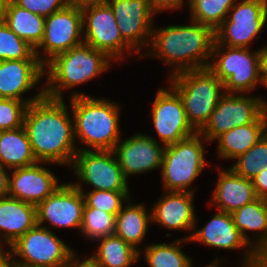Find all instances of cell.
<instances>
[{"mask_svg": "<svg viewBox=\"0 0 267 267\" xmlns=\"http://www.w3.org/2000/svg\"><path fill=\"white\" fill-rule=\"evenodd\" d=\"M11 247L14 255L24 259V263H14L24 267H61L72 253L62 240L39 225L28 230Z\"/></svg>", "mask_w": 267, "mask_h": 267, "instance_id": "8", "label": "cell"}, {"mask_svg": "<svg viewBox=\"0 0 267 267\" xmlns=\"http://www.w3.org/2000/svg\"><path fill=\"white\" fill-rule=\"evenodd\" d=\"M11 263L13 264V266ZM11 263H10V267H24V266H21V265H18L16 263L12 262V261H11Z\"/></svg>", "mask_w": 267, "mask_h": 267, "instance_id": "48", "label": "cell"}, {"mask_svg": "<svg viewBox=\"0 0 267 267\" xmlns=\"http://www.w3.org/2000/svg\"><path fill=\"white\" fill-rule=\"evenodd\" d=\"M234 225L242 234L243 238L250 243L244 230H258L265 231L262 239L250 251L245 267H254L256 263V251L261 247L267 245V206L264 198H257L251 203L245 204L243 207L234 211L232 214ZM259 244V245H258Z\"/></svg>", "mask_w": 267, "mask_h": 267, "instance_id": "26", "label": "cell"}, {"mask_svg": "<svg viewBox=\"0 0 267 267\" xmlns=\"http://www.w3.org/2000/svg\"><path fill=\"white\" fill-rule=\"evenodd\" d=\"M110 59L104 52L86 43L75 46L68 51L57 54L50 59L49 86L44 89L45 96L62 99V88H71L92 79L109 66ZM59 83L58 86L50 84Z\"/></svg>", "mask_w": 267, "mask_h": 267, "instance_id": "4", "label": "cell"}, {"mask_svg": "<svg viewBox=\"0 0 267 267\" xmlns=\"http://www.w3.org/2000/svg\"><path fill=\"white\" fill-rule=\"evenodd\" d=\"M267 112L264 111L254 122L235 127L220 136V157L237 158L254 146L266 133Z\"/></svg>", "mask_w": 267, "mask_h": 267, "instance_id": "23", "label": "cell"}, {"mask_svg": "<svg viewBox=\"0 0 267 267\" xmlns=\"http://www.w3.org/2000/svg\"><path fill=\"white\" fill-rule=\"evenodd\" d=\"M173 89L182 99L187 119L199 132L208 122L224 90L223 83L209 69H194L172 74Z\"/></svg>", "mask_w": 267, "mask_h": 267, "instance_id": "5", "label": "cell"}, {"mask_svg": "<svg viewBox=\"0 0 267 267\" xmlns=\"http://www.w3.org/2000/svg\"><path fill=\"white\" fill-rule=\"evenodd\" d=\"M85 200L81 185H60L37 208V225L47 220L60 227H81Z\"/></svg>", "mask_w": 267, "mask_h": 267, "instance_id": "15", "label": "cell"}, {"mask_svg": "<svg viewBox=\"0 0 267 267\" xmlns=\"http://www.w3.org/2000/svg\"><path fill=\"white\" fill-rule=\"evenodd\" d=\"M36 225V206L10 196L0 198V229L6 231L4 238L9 246Z\"/></svg>", "mask_w": 267, "mask_h": 267, "instance_id": "21", "label": "cell"}, {"mask_svg": "<svg viewBox=\"0 0 267 267\" xmlns=\"http://www.w3.org/2000/svg\"><path fill=\"white\" fill-rule=\"evenodd\" d=\"M151 215L146 214L142 205H130L116 215L115 235L121 237L135 249V245L143 239L147 231V223Z\"/></svg>", "mask_w": 267, "mask_h": 267, "instance_id": "28", "label": "cell"}, {"mask_svg": "<svg viewBox=\"0 0 267 267\" xmlns=\"http://www.w3.org/2000/svg\"><path fill=\"white\" fill-rule=\"evenodd\" d=\"M59 187L55 176L35 163L14 170L9 178L8 194L37 207Z\"/></svg>", "mask_w": 267, "mask_h": 267, "instance_id": "16", "label": "cell"}, {"mask_svg": "<svg viewBox=\"0 0 267 267\" xmlns=\"http://www.w3.org/2000/svg\"><path fill=\"white\" fill-rule=\"evenodd\" d=\"M252 182L257 197L267 198V169L261 171Z\"/></svg>", "mask_w": 267, "mask_h": 267, "instance_id": "38", "label": "cell"}, {"mask_svg": "<svg viewBox=\"0 0 267 267\" xmlns=\"http://www.w3.org/2000/svg\"><path fill=\"white\" fill-rule=\"evenodd\" d=\"M44 96L43 89L37 96L27 101L0 98V131L22 127L28 104L36 102Z\"/></svg>", "mask_w": 267, "mask_h": 267, "instance_id": "35", "label": "cell"}, {"mask_svg": "<svg viewBox=\"0 0 267 267\" xmlns=\"http://www.w3.org/2000/svg\"><path fill=\"white\" fill-rule=\"evenodd\" d=\"M66 108L62 99L46 96L28 104L23 126L38 162L71 165V161L75 160L74 125Z\"/></svg>", "mask_w": 267, "mask_h": 267, "instance_id": "1", "label": "cell"}, {"mask_svg": "<svg viewBox=\"0 0 267 267\" xmlns=\"http://www.w3.org/2000/svg\"><path fill=\"white\" fill-rule=\"evenodd\" d=\"M152 11H159L166 8H179L183 0H149Z\"/></svg>", "mask_w": 267, "mask_h": 267, "instance_id": "39", "label": "cell"}, {"mask_svg": "<svg viewBox=\"0 0 267 267\" xmlns=\"http://www.w3.org/2000/svg\"><path fill=\"white\" fill-rule=\"evenodd\" d=\"M2 20L11 31L25 40L36 52L44 36L45 17L29 12L9 0Z\"/></svg>", "mask_w": 267, "mask_h": 267, "instance_id": "25", "label": "cell"}, {"mask_svg": "<svg viewBox=\"0 0 267 267\" xmlns=\"http://www.w3.org/2000/svg\"><path fill=\"white\" fill-rule=\"evenodd\" d=\"M209 69L223 83L224 89L233 92L251 90L260 79L259 51L249 53L247 48L229 47ZM251 54V55H250Z\"/></svg>", "mask_w": 267, "mask_h": 267, "instance_id": "12", "label": "cell"}, {"mask_svg": "<svg viewBox=\"0 0 267 267\" xmlns=\"http://www.w3.org/2000/svg\"><path fill=\"white\" fill-rule=\"evenodd\" d=\"M237 163L230 168L235 174L253 180L267 169V133L247 152L237 157Z\"/></svg>", "mask_w": 267, "mask_h": 267, "instance_id": "31", "label": "cell"}, {"mask_svg": "<svg viewBox=\"0 0 267 267\" xmlns=\"http://www.w3.org/2000/svg\"><path fill=\"white\" fill-rule=\"evenodd\" d=\"M186 240L201 241L224 249H236L249 244L234 225L232 215L222 211L216 214L203 229Z\"/></svg>", "mask_w": 267, "mask_h": 267, "instance_id": "24", "label": "cell"}, {"mask_svg": "<svg viewBox=\"0 0 267 267\" xmlns=\"http://www.w3.org/2000/svg\"><path fill=\"white\" fill-rule=\"evenodd\" d=\"M4 169V165L0 163V198L8 196L9 177Z\"/></svg>", "mask_w": 267, "mask_h": 267, "instance_id": "42", "label": "cell"}, {"mask_svg": "<svg viewBox=\"0 0 267 267\" xmlns=\"http://www.w3.org/2000/svg\"><path fill=\"white\" fill-rule=\"evenodd\" d=\"M0 163L15 169L38 163L24 126L0 131Z\"/></svg>", "mask_w": 267, "mask_h": 267, "instance_id": "27", "label": "cell"}, {"mask_svg": "<svg viewBox=\"0 0 267 267\" xmlns=\"http://www.w3.org/2000/svg\"><path fill=\"white\" fill-rule=\"evenodd\" d=\"M193 24L167 26L156 31V34L152 33L154 51H157L161 58H165L167 63H176L177 66L182 63L174 74L209 67L210 63L203 64L201 60L203 61L204 58L207 59L213 54L215 31L204 24L194 21ZM184 62L187 63L183 65Z\"/></svg>", "mask_w": 267, "mask_h": 267, "instance_id": "2", "label": "cell"}, {"mask_svg": "<svg viewBox=\"0 0 267 267\" xmlns=\"http://www.w3.org/2000/svg\"><path fill=\"white\" fill-rule=\"evenodd\" d=\"M9 0H0V18H2L3 13L7 7V3Z\"/></svg>", "mask_w": 267, "mask_h": 267, "instance_id": "45", "label": "cell"}, {"mask_svg": "<svg viewBox=\"0 0 267 267\" xmlns=\"http://www.w3.org/2000/svg\"><path fill=\"white\" fill-rule=\"evenodd\" d=\"M165 148H160L154 139L145 135H136L115 146L113 152L118 154V164L123 175L149 171L160 167Z\"/></svg>", "mask_w": 267, "mask_h": 267, "instance_id": "18", "label": "cell"}, {"mask_svg": "<svg viewBox=\"0 0 267 267\" xmlns=\"http://www.w3.org/2000/svg\"><path fill=\"white\" fill-rule=\"evenodd\" d=\"M152 109L153 122L164 147L197 133L189 123L182 99L174 89L159 90Z\"/></svg>", "mask_w": 267, "mask_h": 267, "instance_id": "13", "label": "cell"}, {"mask_svg": "<svg viewBox=\"0 0 267 267\" xmlns=\"http://www.w3.org/2000/svg\"><path fill=\"white\" fill-rule=\"evenodd\" d=\"M83 197L88 207L116 216L122 209V200H128V192L93 190L89 194H83Z\"/></svg>", "mask_w": 267, "mask_h": 267, "instance_id": "36", "label": "cell"}, {"mask_svg": "<svg viewBox=\"0 0 267 267\" xmlns=\"http://www.w3.org/2000/svg\"><path fill=\"white\" fill-rule=\"evenodd\" d=\"M83 14L80 5H68L66 8L45 17L44 36L38 47L44 46L48 60L57 54L83 43L79 34L83 29Z\"/></svg>", "mask_w": 267, "mask_h": 267, "instance_id": "14", "label": "cell"}, {"mask_svg": "<svg viewBox=\"0 0 267 267\" xmlns=\"http://www.w3.org/2000/svg\"><path fill=\"white\" fill-rule=\"evenodd\" d=\"M73 253H71L67 259V261L61 267H100L97 261L90 257L87 260L83 261L79 264V262L73 260ZM73 260V261H72Z\"/></svg>", "mask_w": 267, "mask_h": 267, "instance_id": "40", "label": "cell"}, {"mask_svg": "<svg viewBox=\"0 0 267 267\" xmlns=\"http://www.w3.org/2000/svg\"><path fill=\"white\" fill-rule=\"evenodd\" d=\"M254 267H267V245L256 251V263Z\"/></svg>", "mask_w": 267, "mask_h": 267, "instance_id": "43", "label": "cell"}, {"mask_svg": "<svg viewBox=\"0 0 267 267\" xmlns=\"http://www.w3.org/2000/svg\"><path fill=\"white\" fill-rule=\"evenodd\" d=\"M192 21L207 25L214 31L231 11L234 0H190Z\"/></svg>", "mask_w": 267, "mask_h": 267, "instance_id": "30", "label": "cell"}, {"mask_svg": "<svg viewBox=\"0 0 267 267\" xmlns=\"http://www.w3.org/2000/svg\"><path fill=\"white\" fill-rule=\"evenodd\" d=\"M259 68L260 73L263 75H260L261 82L263 84H267V46L263 48L262 50H259Z\"/></svg>", "mask_w": 267, "mask_h": 267, "instance_id": "41", "label": "cell"}, {"mask_svg": "<svg viewBox=\"0 0 267 267\" xmlns=\"http://www.w3.org/2000/svg\"><path fill=\"white\" fill-rule=\"evenodd\" d=\"M10 258H7L4 262L0 263V267H10Z\"/></svg>", "mask_w": 267, "mask_h": 267, "instance_id": "47", "label": "cell"}, {"mask_svg": "<svg viewBox=\"0 0 267 267\" xmlns=\"http://www.w3.org/2000/svg\"><path fill=\"white\" fill-rule=\"evenodd\" d=\"M115 225V215L84 205L81 229L86 236L102 239L114 235Z\"/></svg>", "mask_w": 267, "mask_h": 267, "instance_id": "33", "label": "cell"}, {"mask_svg": "<svg viewBox=\"0 0 267 267\" xmlns=\"http://www.w3.org/2000/svg\"><path fill=\"white\" fill-rule=\"evenodd\" d=\"M16 5L34 14L47 17L52 13L66 8L69 4L66 0H12Z\"/></svg>", "mask_w": 267, "mask_h": 267, "instance_id": "37", "label": "cell"}, {"mask_svg": "<svg viewBox=\"0 0 267 267\" xmlns=\"http://www.w3.org/2000/svg\"><path fill=\"white\" fill-rule=\"evenodd\" d=\"M38 53L0 18V61L38 59Z\"/></svg>", "mask_w": 267, "mask_h": 267, "instance_id": "32", "label": "cell"}, {"mask_svg": "<svg viewBox=\"0 0 267 267\" xmlns=\"http://www.w3.org/2000/svg\"><path fill=\"white\" fill-rule=\"evenodd\" d=\"M215 188L214 201L222 212L234 211L257 199L252 180L235 174L231 169L221 172Z\"/></svg>", "mask_w": 267, "mask_h": 267, "instance_id": "22", "label": "cell"}, {"mask_svg": "<svg viewBox=\"0 0 267 267\" xmlns=\"http://www.w3.org/2000/svg\"><path fill=\"white\" fill-rule=\"evenodd\" d=\"M199 133L165 146L162 161L164 185L171 191L185 192V189L202 171L205 165L204 151Z\"/></svg>", "mask_w": 267, "mask_h": 267, "instance_id": "6", "label": "cell"}, {"mask_svg": "<svg viewBox=\"0 0 267 267\" xmlns=\"http://www.w3.org/2000/svg\"><path fill=\"white\" fill-rule=\"evenodd\" d=\"M231 9L234 12L230 19L225 18L220 27L215 30L213 53L226 41H228V47L248 48L247 45L266 23L267 0H244Z\"/></svg>", "mask_w": 267, "mask_h": 267, "instance_id": "7", "label": "cell"}, {"mask_svg": "<svg viewBox=\"0 0 267 267\" xmlns=\"http://www.w3.org/2000/svg\"><path fill=\"white\" fill-rule=\"evenodd\" d=\"M113 150L98 152L82 149L76 153L74 168L77 175L100 191L128 192V185L117 159L110 157Z\"/></svg>", "mask_w": 267, "mask_h": 267, "instance_id": "11", "label": "cell"}, {"mask_svg": "<svg viewBox=\"0 0 267 267\" xmlns=\"http://www.w3.org/2000/svg\"><path fill=\"white\" fill-rule=\"evenodd\" d=\"M193 192L171 191L154 208L151 219L168 229H194Z\"/></svg>", "mask_w": 267, "mask_h": 267, "instance_id": "20", "label": "cell"}, {"mask_svg": "<svg viewBox=\"0 0 267 267\" xmlns=\"http://www.w3.org/2000/svg\"><path fill=\"white\" fill-rule=\"evenodd\" d=\"M74 134L95 150H113L119 143L118 107L81 94L72 96Z\"/></svg>", "mask_w": 267, "mask_h": 267, "instance_id": "3", "label": "cell"}, {"mask_svg": "<svg viewBox=\"0 0 267 267\" xmlns=\"http://www.w3.org/2000/svg\"><path fill=\"white\" fill-rule=\"evenodd\" d=\"M215 265H217V264L216 263L213 265L211 264L209 267H216ZM189 267H191V265Z\"/></svg>", "mask_w": 267, "mask_h": 267, "instance_id": "49", "label": "cell"}, {"mask_svg": "<svg viewBox=\"0 0 267 267\" xmlns=\"http://www.w3.org/2000/svg\"><path fill=\"white\" fill-rule=\"evenodd\" d=\"M81 10L83 24L89 11L84 43L104 52L109 58L120 57L124 47L133 48L122 38L114 12L106 1L81 5Z\"/></svg>", "mask_w": 267, "mask_h": 267, "instance_id": "10", "label": "cell"}, {"mask_svg": "<svg viewBox=\"0 0 267 267\" xmlns=\"http://www.w3.org/2000/svg\"><path fill=\"white\" fill-rule=\"evenodd\" d=\"M146 261L150 267H189L190 259L180 251V246L156 244L146 250Z\"/></svg>", "mask_w": 267, "mask_h": 267, "instance_id": "34", "label": "cell"}, {"mask_svg": "<svg viewBox=\"0 0 267 267\" xmlns=\"http://www.w3.org/2000/svg\"><path fill=\"white\" fill-rule=\"evenodd\" d=\"M138 256V250L114 234L103 237L98 252L92 257L100 267H128Z\"/></svg>", "mask_w": 267, "mask_h": 267, "instance_id": "29", "label": "cell"}, {"mask_svg": "<svg viewBox=\"0 0 267 267\" xmlns=\"http://www.w3.org/2000/svg\"><path fill=\"white\" fill-rule=\"evenodd\" d=\"M44 62L38 59L0 61V98L20 99L44 75Z\"/></svg>", "mask_w": 267, "mask_h": 267, "instance_id": "19", "label": "cell"}, {"mask_svg": "<svg viewBox=\"0 0 267 267\" xmlns=\"http://www.w3.org/2000/svg\"><path fill=\"white\" fill-rule=\"evenodd\" d=\"M264 111L267 112V104L259 98L224 93L208 122L198 133L202 135L204 132L205 140L217 139L235 127L254 122Z\"/></svg>", "mask_w": 267, "mask_h": 267, "instance_id": "9", "label": "cell"}, {"mask_svg": "<svg viewBox=\"0 0 267 267\" xmlns=\"http://www.w3.org/2000/svg\"><path fill=\"white\" fill-rule=\"evenodd\" d=\"M69 5H84L87 3H93V2H99V1H105V0H66Z\"/></svg>", "mask_w": 267, "mask_h": 267, "instance_id": "44", "label": "cell"}, {"mask_svg": "<svg viewBox=\"0 0 267 267\" xmlns=\"http://www.w3.org/2000/svg\"><path fill=\"white\" fill-rule=\"evenodd\" d=\"M114 12L122 38L132 47L152 34L149 0H105ZM145 37V38H144ZM144 38V39H143ZM142 39V40H141Z\"/></svg>", "mask_w": 267, "mask_h": 267, "instance_id": "17", "label": "cell"}, {"mask_svg": "<svg viewBox=\"0 0 267 267\" xmlns=\"http://www.w3.org/2000/svg\"><path fill=\"white\" fill-rule=\"evenodd\" d=\"M0 247H1V244H0ZM8 255H6V254H3V252H2V250H1V248H0V263L1 262H4L7 258H11V256L13 255V254H11V252L9 253V252H6Z\"/></svg>", "mask_w": 267, "mask_h": 267, "instance_id": "46", "label": "cell"}]
</instances>
